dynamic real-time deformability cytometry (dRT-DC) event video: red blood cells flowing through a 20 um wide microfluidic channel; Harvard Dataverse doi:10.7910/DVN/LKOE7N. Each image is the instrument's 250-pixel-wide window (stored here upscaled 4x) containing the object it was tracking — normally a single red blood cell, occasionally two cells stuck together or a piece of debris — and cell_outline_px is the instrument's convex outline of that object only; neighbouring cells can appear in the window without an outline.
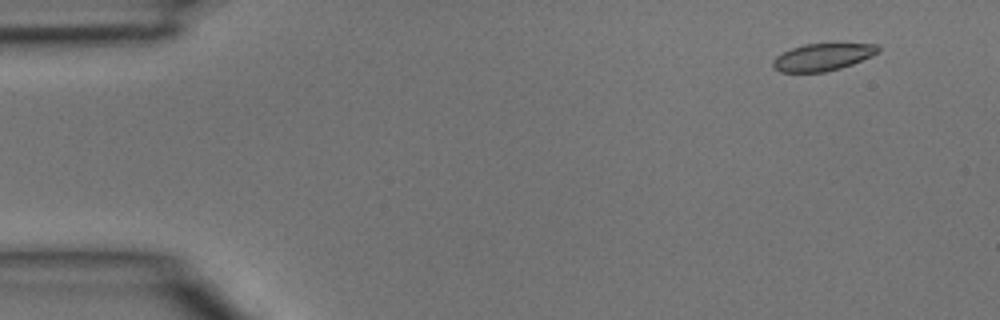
{"species": "common noctule bat (a hibernating species)", "species_latin": "Nyctalus noctula", "temperature_condition": "room temperature", "stored_images_in_passage": 34, "camera_frame_rate_fps": 3000, "um_per_image_px": 0.085, "animal": {"sex": "male", "body_mass_g": 15.6}, "frame": {"image": 1, "passage_image": 4, "time_ms": 1.0, "image_size_px": [1000, 320], "cell_outline_px": [[880, 52], [872, 56], [852, 64], [840, 68], [824, 72], [780, 72], [772, 68], [772, 60], [776, 56], [792, 48], [804, 44], [876, 44], [880, 48]], "centroid_in_image_um": [69.9, 4.86], "position_along_channel_um": 15.1, "area_um2": 16.65}}
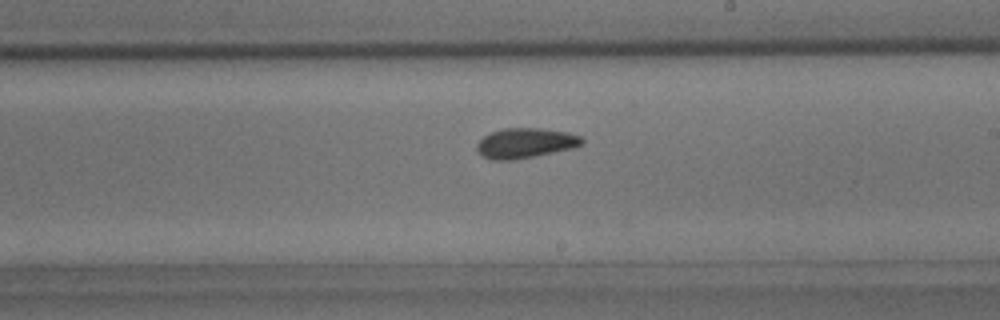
{"frame": {"image": 2, "passage_image": 26, "time_ms": 8.333, "image_size_px": [1000, 320], "cell_outline_px": [[584, 144], [572, 148], [536, 156], [512, 160], [492, 160], [484, 156], [476, 148], [476, 144], [484, 136], [492, 132], [504, 128], [540, 128], [568, 132], [580, 136], [584, 140]], "centroid_in_image_um": [44.68, 12.16], "position_along_channel_um": 244.3, "area_um2": 18.32}}